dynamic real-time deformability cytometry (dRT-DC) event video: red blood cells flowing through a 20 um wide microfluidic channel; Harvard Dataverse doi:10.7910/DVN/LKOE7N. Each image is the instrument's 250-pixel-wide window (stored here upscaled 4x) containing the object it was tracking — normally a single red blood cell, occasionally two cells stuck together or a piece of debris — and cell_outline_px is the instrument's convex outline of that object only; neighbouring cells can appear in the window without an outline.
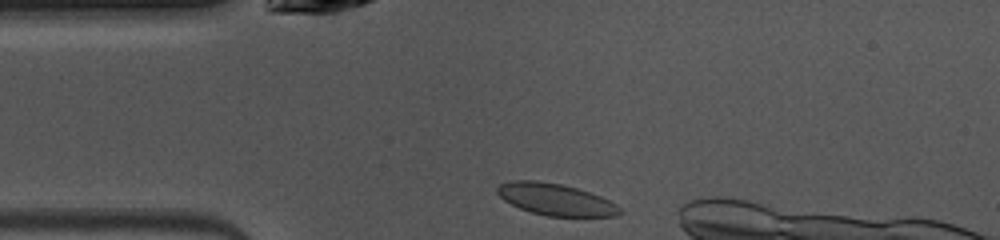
{"species": "common noctule bat (a hibernating species)", "species_latin": "Nyctalus noctula", "temperature_condition": "warm", "stored_images_in_passage": 6, "camera_frame_rate_fps": 3000, "um_per_image_px": 0.085, "animal": {"sex": "female", "body_mass_g": 10.0, "forearm_length_mm": 53.1}, "frame": {"image": 1, "passage_image": 1, "time_ms": 0.0, "image_size_px": [1000, 240], "cell_outline_px": [[624, 212], [616, 216], [548, 216], [532, 212], [520, 208], [504, 200], [496, 192], [496, 188], [500, 184], [512, 180], [536, 180], [560, 184], [576, 188], [600, 196], [616, 204]], "centroid_in_image_um": [47.22, 16.95], "position_along_channel_um": 37.8, "area_um2": 22.48}}
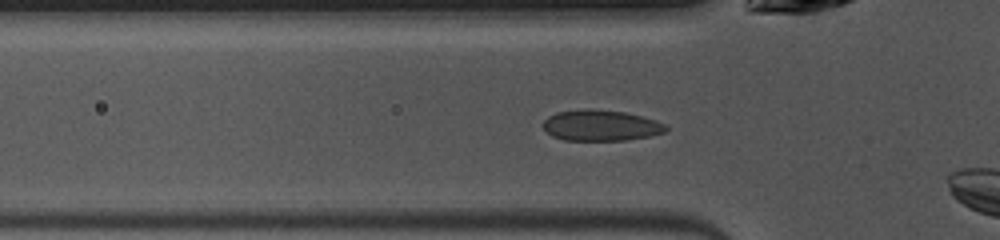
{"frame": {"image": 2, "passage_image": 5, "time_ms": 1.333, "image_size_px": [1000, 240], "cell_outline_px": [[668, 128], [664, 132], [648, 136], [624, 140], [564, 140], [552, 136], [544, 128], [544, 120], [548, 116], [556, 112], [588, 108], [624, 112], [656, 120], [664, 124]], "centroid_in_image_um": [51.04, 10.65], "position_along_channel_um": 74.8, "area_um2": 21.91}}